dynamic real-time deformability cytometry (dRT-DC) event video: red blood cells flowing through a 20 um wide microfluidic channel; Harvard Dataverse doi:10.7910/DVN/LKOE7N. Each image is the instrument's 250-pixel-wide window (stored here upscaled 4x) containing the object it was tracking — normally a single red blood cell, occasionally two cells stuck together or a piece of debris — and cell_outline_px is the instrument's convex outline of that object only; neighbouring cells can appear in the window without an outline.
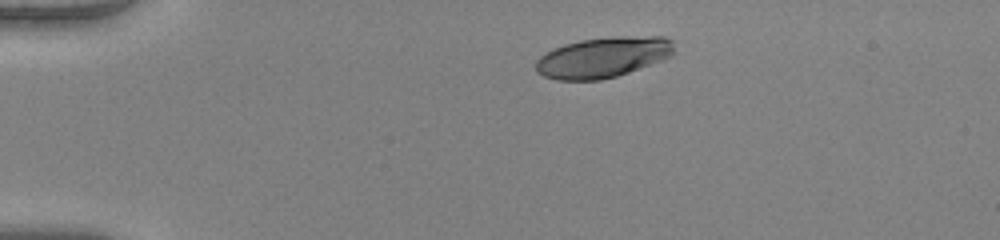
{"species": "human", "species_latin": "Homo sapiens", "temperature_condition": "warm", "stored_images_in_passage": 41, "camera_frame_rate_fps": 3000, "um_per_image_px": 0.085, "donor": {"sex": "female"}, "frame": {"image": 1, "passage_image": 1, "time_ms": 0.0, "image_size_px": [1000, 240], "cell_outline_px": [[676, 40], [672, 56], [640, 68], [616, 76], [600, 80], [556, 80], [544, 76], [536, 72], [536, 60], [540, 56], [552, 48], [564, 44], [580, 40], [612, 36], [664, 36]], "centroid_in_image_um": [51.28, 4.85], "position_along_channel_um": 33.7, "area_um2": 33.06}}
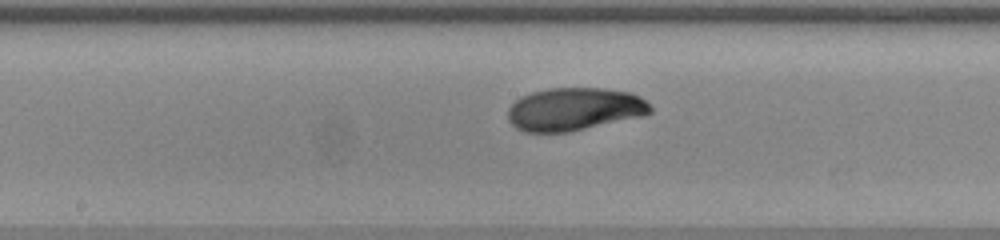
{"frame": {"image": 2, "passage_image": 18, "time_ms": 5.667, "image_size_px": [1000, 240], "cell_outline_px": [[652, 112], [640, 116], [568, 132], [524, 132], [516, 128], [508, 120], [508, 108], [520, 96], [532, 92], [548, 88], [604, 88], [632, 92], [640, 96], [652, 108]], "centroid_in_image_um": [48.79, 9.27], "position_along_channel_um": 199.4, "area_um2": 35.55}}
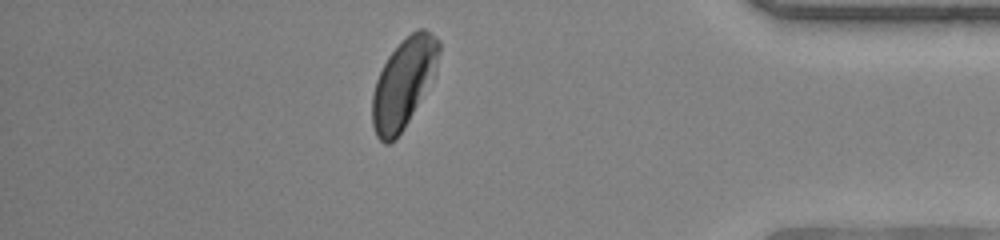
{"frame": {"image": 3, "passage_image": 35, "time_ms": 11.333, "image_size_px": [1000, 240], "cell_outline_px": [[440, 52], [436, 64], [404, 128], [396, 140], [388, 144], [384, 144], [376, 136], [372, 124], [372, 92], [376, 80], [388, 56], [412, 32], [420, 28], [424, 28], [436, 36], [440, 40]], "centroid_in_image_um": [34.24, 7.08], "position_along_channel_um": 401.0, "area_um2": 33.41}, "authors_computed_cell_mechanics": {"area_um2": 34.68, "velocity_mm_per_s": 4.0723, "shape_relaxation_time_tau1_ms": 2.9706, "shape_relaxation_time_tau2_ms": 2.6618, "deformation_change_tau1": 0.1495, "deformation_change_tau2": 0.0575}}